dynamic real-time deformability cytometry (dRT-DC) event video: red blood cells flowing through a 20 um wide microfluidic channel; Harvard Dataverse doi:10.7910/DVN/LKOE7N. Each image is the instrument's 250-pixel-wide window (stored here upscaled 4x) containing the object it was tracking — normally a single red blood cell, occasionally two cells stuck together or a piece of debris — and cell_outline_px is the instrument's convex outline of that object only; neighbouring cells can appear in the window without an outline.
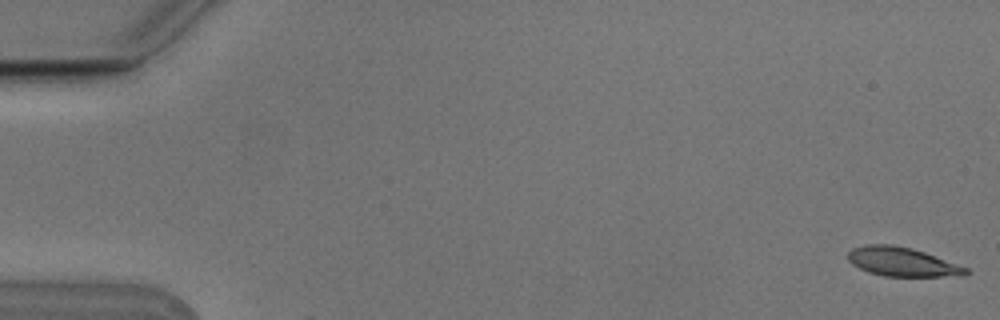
{"species": "Egyptian fruit bat (a non-hibernating species)", "species_latin": "Rousettus aegyptiacus", "temperature_condition": "cold", "stored_images_in_passage": 10, "camera_frame_rate_fps": 3000, "um_per_image_px": 0.085, "animal": {"sex": "male"}, "frame": {"image": 1, "passage_image": 1, "time_ms": 0.0, "image_size_px": [1000, 320], "cell_outline_px": [[968, 272], [964, 276], [884, 276], [868, 272], [852, 264], [848, 260], [848, 252], [852, 248], [864, 244], [892, 244], [912, 248], [924, 252], [968, 268]], "centroid_in_image_um": [76.65, 22.25], "position_along_channel_um": 8.3, "area_um2": 19.88}}
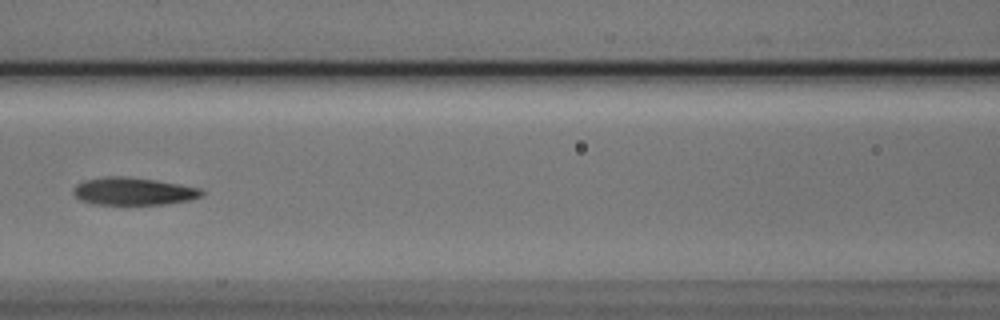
{"frame": {"image": 2, "passage_image": 7, "time_ms": 2.0, "image_size_px": [1000, 320], "cell_outline_px": [[204, 192], [200, 196], [188, 200], [168, 204], [96, 204], [80, 200], [72, 192], [72, 188], [76, 184], [84, 180], [104, 176], [124, 176], [156, 180], [180, 184], [200, 188]], "centroid_in_image_um": [11.3, 16.25], "position_along_channel_um": 155.3, "area_um2": 20.63}}
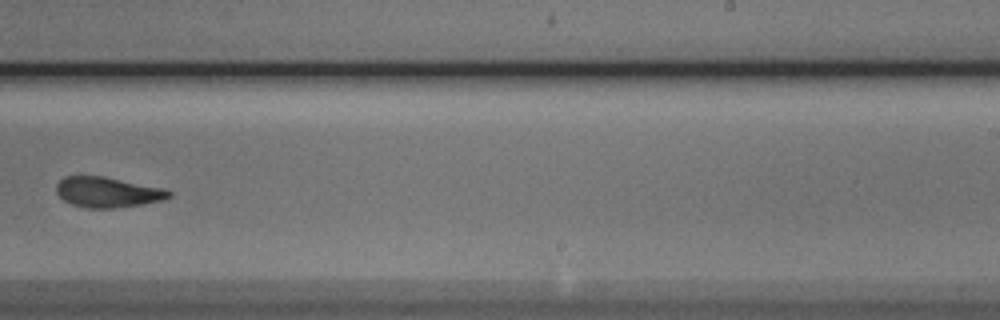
{"frame": {"image": 3, "passage_image": 10, "time_ms": 3.0, "image_size_px": [1000, 320], "cell_outline_px": [[172, 196], [164, 200], [144, 204], [116, 208], [88, 208], [72, 204], [64, 200], [56, 192], [56, 184], [64, 176], [104, 176], [168, 188], [172, 192]], "centroid_in_image_um": [9.21, 16.33], "position_along_channel_um": 279.8, "area_um2": 20.29}}